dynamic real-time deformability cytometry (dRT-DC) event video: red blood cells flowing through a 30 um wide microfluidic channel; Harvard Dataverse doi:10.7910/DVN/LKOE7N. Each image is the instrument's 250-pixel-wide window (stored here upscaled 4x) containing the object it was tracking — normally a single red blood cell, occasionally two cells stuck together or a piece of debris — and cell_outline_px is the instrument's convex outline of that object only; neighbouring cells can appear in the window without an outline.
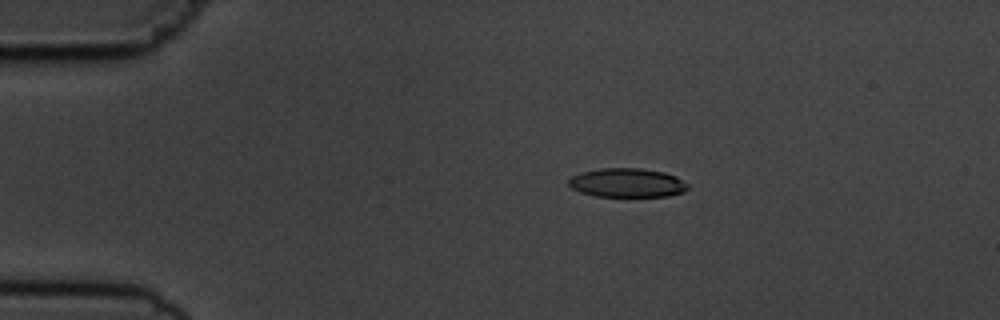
{"species": "common noctule bat (a hibernating species)", "species_latin": "Nyctalus noctula", "temperature_condition": "cold", "stored_images_in_passage": 9, "camera_frame_rate_fps": 3000, "um_per_image_px": 0.085, "animal": {"sex": "male", "body_mass_g": 19.5, "forearm_length_mm": 54.6}, "frame": {"image": 1, "passage_image": 1, "time_ms": 0.0, "image_size_px": [1000, 320], "cell_outline_px": [[688, 188], [684, 192], [668, 196], [628, 200], [596, 196], [580, 192], [572, 188], [568, 184], [568, 180], [572, 176], [580, 172], [600, 168], [640, 168], [664, 172], [676, 176], [688, 184]], "centroid_in_image_um": [53.32, 15.59], "position_along_channel_um": 31.7, "area_um2": 21.21}}
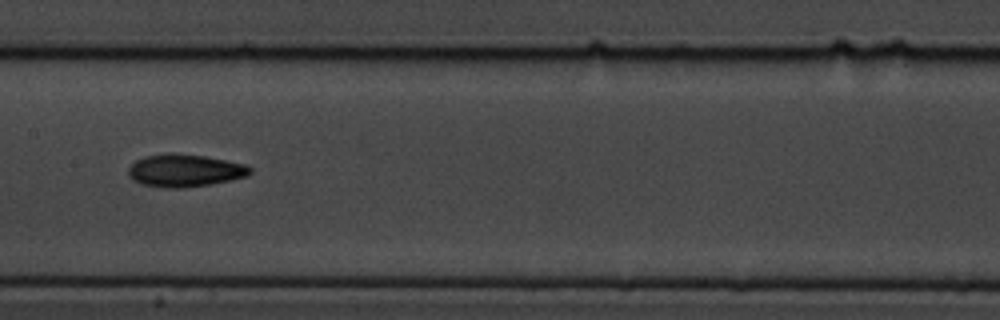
{"frame": {"image": 2, "passage_image": 6, "time_ms": 5.667, "image_size_px": [1000, 320], "cell_outline_px": [[252, 172], [248, 176], [232, 180], [184, 188], [164, 188], [144, 184], [132, 180], [128, 176], [128, 168], [136, 160], [144, 156], [172, 152], [204, 156], [244, 164], [252, 168]], "centroid_in_image_um": [15.69, 14.49], "position_along_channel_um": 191.7, "area_um2": 23.18}}
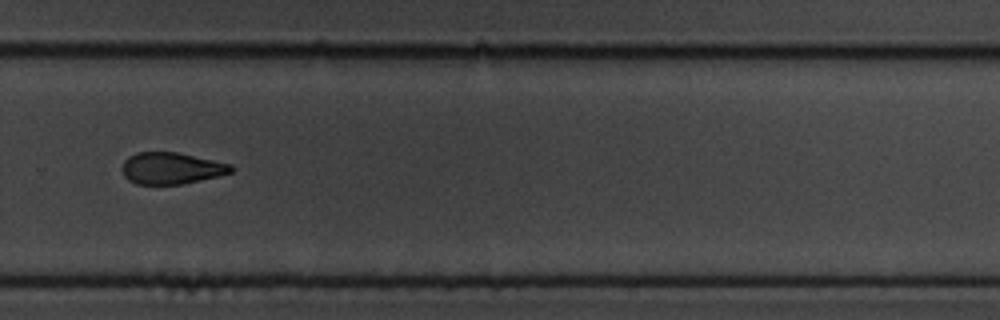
{"frame": {"image": 3, "passage_image": 9, "time_ms": 9.0, "image_size_px": [1000, 320], "cell_outline_px": [[236, 168], [232, 172], [184, 184], [136, 184], [128, 180], [124, 176], [120, 168], [124, 160], [128, 156], [136, 152], [176, 152], [232, 164]], "centroid_in_image_um": [14.53, 14.3], "position_along_channel_um": 315.3, "area_um2": 20.23}}